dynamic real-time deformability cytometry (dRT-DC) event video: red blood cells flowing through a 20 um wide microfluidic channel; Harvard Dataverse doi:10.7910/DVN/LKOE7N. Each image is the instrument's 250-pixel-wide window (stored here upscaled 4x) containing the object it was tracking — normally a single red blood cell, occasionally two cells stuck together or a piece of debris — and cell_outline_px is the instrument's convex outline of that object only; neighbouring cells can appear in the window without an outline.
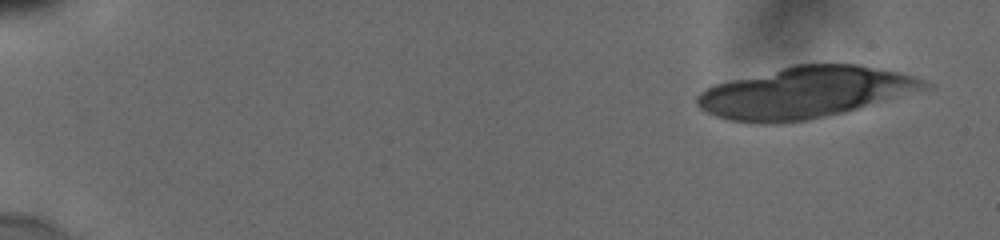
{"species": "human", "species_latin": "Homo sapiens", "temperature_condition": "cold", "stored_images_in_passage": 11, "camera_frame_rate_fps": 3000, "um_per_image_px": 0.085, "donor": {"sex": "male"}, "frame": {"image": 1, "passage_image": 1, "time_ms": 0.0, "image_size_px": [1000, 240], "cell_outline_px": [[932, 88], [844, 112], [828, 116], [808, 120], [784, 124], [760, 124], [728, 120], [704, 112], [696, 104], [696, 96], [700, 92], [716, 84], [792, 64], [856, 64], [900, 72], [924, 80], [932, 84]], "centroid_in_image_um": [68.43, 7.87], "position_along_channel_um": 16.6, "area_um2": 68.38}}